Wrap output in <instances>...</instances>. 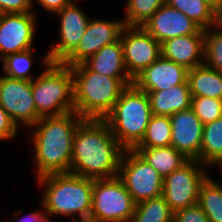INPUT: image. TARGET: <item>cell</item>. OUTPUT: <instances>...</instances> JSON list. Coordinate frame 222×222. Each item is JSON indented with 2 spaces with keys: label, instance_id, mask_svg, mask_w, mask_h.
Wrapping results in <instances>:
<instances>
[{
  "label": "cell",
  "instance_id": "6da1fadb",
  "mask_svg": "<svg viewBox=\"0 0 222 222\" xmlns=\"http://www.w3.org/2000/svg\"><path fill=\"white\" fill-rule=\"evenodd\" d=\"M123 151L104 119H83L73 138L70 173L93 180L116 177Z\"/></svg>",
  "mask_w": 222,
  "mask_h": 222
},
{
  "label": "cell",
  "instance_id": "7a4b0ae2",
  "mask_svg": "<svg viewBox=\"0 0 222 222\" xmlns=\"http://www.w3.org/2000/svg\"><path fill=\"white\" fill-rule=\"evenodd\" d=\"M83 120L75 111L62 115L41 117L33 126L32 140L38 178L69 173L73 153V138Z\"/></svg>",
  "mask_w": 222,
  "mask_h": 222
},
{
  "label": "cell",
  "instance_id": "3957f363",
  "mask_svg": "<svg viewBox=\"0 0 222 222\" xmlns=\"http://www.w3.org/2000/svg\"><path fill=\"white\" fill-rule=\"evenodd\" d=\"M74 111L83 119H104L132 78H112L91 71L84 63L71 67Z\"/></svg>",
  "mask_w": 222,
  "mask_h": 222
},
{
  "label": "cell",
  "instance_id": "277c9868",
  "mask_svg": "<svg viewBox=\"0 0 222 222\" xmlns=\"http://www.w3.org/2000/svg\"><path fill=\"white\" fill-rule=\"evenodd\" d=\"M36 179L45 187L41 201L46 215L71 216L73 222H90L93 179L70 172ZM76 214L77 219L72 216Z\"/></svg>",
  "mask_w": 222,
  "mask_h": 222
},
{
  "label": "cell",
  "instance_id": "5b68a950",
  "mask_svg": "<svg viewBox=\"0 0 222 222\" xmlns=\"http://www.w3.org/2000/svg\"><path fill=\"white\" fill-rule=\"evenodd\" d=\"M152 115L147 93L131 84L104 120L120 146L133 150L142 140Z\"/></svg>",
  "mask_w": 222,
  "mask_h": 222
},
{
  "label": "cell",
  "instance_id": "8992f818",
  "mask_svg": "<svg viewBox=\"0 0 222 222\" xmlns=\"http://www.w3.org/2000/svg\"><path fill=\"white\" fill-rule=\"evenodd\" d=\"M45 69L32 80V95L41 117L62 116L74 111L73 74L71 67L51 62L46 54Z\"/></svg>",
  "mask_w": 222,
  "mask_h": 222
},
{
  "label": "cell",
  "instance_id": "52a82bcc",
  "mask_svg": "<svg viewBox=\"0 0 222 222\" xmlns=\"http://www.w3.org/2000/svg\"><path fill=\"white\" fill-rule=\"evenodd\" d=\"M135 206L118 176L93 180L90 222H130Z\"/></svg>",
  "mask_w": 222,
  "mask_h": 222
},
{
  "label": "cell",
  "instance_id": "ba28073f",
  "mask_svg": "<svg viewBox=\"0 0 222 222\" xmlns=\"http://www.w3.org/2000/svg\"><path fill=\"white\" fill-rule=\"evenodd\" d=\"M118 177L136 204L162 196L164 178L134 150L123 151Z\"/></svg>",
  "mask_w": 222,
  "mask_h": 222
},
{
  "label": "cell",
  "instance_id": "9c48e42d",
  "mask_svg": "<svg viewBox=\"0 0 222 222\" xmlns=\"http://www.w3.org/2000/svg\"><path fill=\"white\" fill-rule=\"evenodd\" d=\"M205 169L206 165L189 159L163 179L162 197L173 212L197 203L200 185L208 176Z\"/></svg>",
  "mask_w": 222,
  "mask_h": 222
},
{
  "label": "cell",
  "instance_id": "30bf717a",
  "mask_svg": "<svg viewBox=\"0 0 222 222\" xmlns=\"http://www.w3.org/2000/svg\"><path fill=\"white\" fill-rule=\"evenodd\" d=\"M0 105L17 126H33L41 116L32 95V81L0 76Z\"/></svg>",
  "mask_w": 222,
  "mask_h": 222
},
{
  "label": "cell",
  "instance_id": "8fae6325",
  "mask_svg": "<svg viewBox=\"0 0 222 222\" xmlns=\"http://www.w3.org/2000/svg\"><path fill=\"white\" fill-rule=\"evenodd\" d=\"M120 41L124 64L132 79L162 56L161 43L142 26H125Z\"/></svg>",
  "mask_w": 222,
  "mask_h": 222
},
{
  "label": "cell",
  "instance_id": "7c38bea8",
  "mask_svg": "<svg viewBox=\"0 0 222 222\" xmlns=\"http://www.w3.org/2000/svg\"><path fill=\"white\" fill-rule=\"evenodd\" d=\"M125 26L121 19L116 21L90 19L83 38L61 63L72 67L85 62L102 47L119 41Z\"/></svg>",
  "mask_w": 222,
  "mask_h": 222
},
{
  "label": "cell",
  "instance_id": "4fadbf2b",
  "mask_svg": "<svg viewBox=\"0 0 222 222\" xmlns=\"http://www.w3.org/2000/svg\"><path fill=\"white\" fill-rule=\"evenodd\" d=\"M36 14H0V59L9 54L24 52L33 47L36 32Z\"/></svg>",
  "mask_w": 222,
  "mask_h": 222
},
{
  "label": "cell",
  "instance_id": "5bb4252c",
  "mask_svg": "<svg viewBox=\"0 0 222 222\" xmlns=\"http://www.w3.org/2000/svg\"><path fill=\"white\" fill-rule=\"evenodd\" d=\"M55 14L60 16L59 42L52 44L47 55L51 62H62L79 44L90 18L73 0Z\"/></svg>",
  "mask_w": 222,
  "mask_h": 222
},
{
  "label": "cell",
  "instance_id": "9a60e30c",
  "mask_svg": "<svg viewBox=\"0 0 222 222\" xmlns=\"http://www.w3.org/2000/svg\"><path fill=\"white\" fill-rule=\"evenodd\" d=\"M171 146L188 159L200 162V148L204 124L191 108L178 111L170 116Z\"/></svg>",
  "mask_w": 222,
  "mask_h": 222
},
{
  "label": "cell",
  "instance_id": "2e32d148",
  "mask_svg": "<svg viewBox=\"0 0 222 222\" xmlns=\"http://www.w3.org/2000/svg\"><path fill=\"white\" fill-rule=\"evenodd\" d=\"M161 44L171 38L196 34L201 28L181 11L167 3L142 26Z\"/></svg>",
  "mask_w": 222,
  "mask_h": 222
},
{
  "label": "cell",
  "instance_id": "e0dca14e",
  "mask_svg": "<svg viewBox=\"0 0 222 222\" xmlns=\"http://www.w3.org/2000/svg\"><path fill=\"white\" fill-rule=\"evenodd\" d=\"M187 73L184 66L160 56L133 79V84L142 91H160L184 83Z\"/></svg>",
  "mask_w": 222,
  "mask_h": 222
},
{
  "label": "cell",
  "instance_id": "ac0fdd59",
  "mask_svg": "<svg viewBox=\"0 0 222 222\" xmlns=\"http://www.w3.org/2000/svg\"><path fill=\"white\" fill-rule=\"evenodd\" d=\"M204 33L200 29L196 34L168 39L161 44L162 56L187 70L204 64Z\"/></svg>",
  "mask_w": 222,
  "mask_h": 222
},
{
  "label": "cell",
  "instance_id": "d6986e66",
  "mask_svg": "<svg viewBox=\"0 0 222 222\" xmlns=\"http://www.w3.org/2000/svg\"><path fill=\"white\" fill-rule=\"evenodd\" d=\"M147 93L152 114L172 116L178 111L191 108V92L188 81L160 91H144Z\"/></svg>",
  "mask_w": 222,
  "mask_h": 222
},
{
  "label": "cell",
  "instance_id": "ffe728a7",
  "mask_svg": "<svg viewBox=\"0 0 222 222\" xmlns=\"http://www.w3.org/2000/svg\"><path fill=\"white\" fill-rule=\"evenodd\" d=\"M91 71L112 78H131L126 70L121 41L102 47L83 62Z\"/></svg>",
  "mask_w": 222,
  "mask_h": 222
},
{
  "label": "cell",
  "instance_id": "44dd1931",
  "mask_svg": "<svg viewBox=\"0 0 222 222\" xmlns=\"http://www.w3.org/2000/svg\"><path fill=\"white\" fill-rule=\"evenodd\" d=\"M187 81L192 97L222 99V72L203 64L188 70Z\"/></svg>",
  "mask_w": 222,
  "mask_h": 222
},
{
  "label": "cell",
  "instance_id": "7402d4cb",
  "mask_svg": "<svg viewBox=\"0 0 222 222\" xmlns=\"http://www.w3.org/2000/svg\"><path fill=\"white\" fill-rule=\"evenodd\" d=\"M133 150L157 170L163 178L180 168L189 160L183 153L172 146L134 148Z\"/></svg>",
  "mask_w": 222,
  "mask_h": 222
},
{
  "label": "cell",
  "instance_id": "603a6c76",
  "mask_svg": "<svg viewBox=\"0 0 222 222\" xmlns=\"http://www.w3.org/2000/svg\"><path fill=\"white\" fill-rule=\"evenodd\" d=\"M166 3L181 11L203 30L219 22V14L204 0H166Z\"/></svg>",
  "mask_w": 222,
  "mask_h": 222
},
{
  "label": "cell",
  "instance_id": "cb8c5ba5",
  "mask_svg": "<svg viewBox=\"0 0 222 222\" xmlns=\"http://www.w3.org/2000/svg\"><path fill=\"white\" fill-rule=\"evenodd\" d=\"M222 159V117L204 124L200 163L210 167Z\"/></svg>",
  "mask_w": 222,
  "mask_h": 222
},
{
  "label": "cell",
  "instance_id": "d4e9b609",
  "mask_svg": "<svg viewBox=\"0 0 222 222\" xmlns=\"http://www.w3.org/2000/svg\"><path fill=\"white\" fill-rule=\"evenodd\" d=\"M210 177L207 176L200 185L197 204L209 222H222V183Z\"/></svg>",
  "mask_w": 222,
  "mask_h": 222
},
{
  "label": "cell",
  "instance_id": "484cf974",
  "mask_svg": "<svg viewBox=\"0 0 222 222\" xmlns=\"http://www.w3.org/2000/svg\"><path fill=\"white\" fill-rule=\"evenodd\" d=\"M173 217L174 212L160 196L137 203L130 222H173Z\"/></svg>",
  "mask_w": 222,
  "mask_h": 222
},
{
  "label": "cell",
  "instance_id": "4316f807",
  "mask_svg": "<svg viewBox=\"0 0 222 222\" xmlns=\"http://www.w3.org/2000/svg\"><path fill=\"white\" fill-rule=\"evenodd\" d=\"M171 146L170 116L152 115L145 134L135 148Z\"/></svg>",
  "mask_w": 222,
  "mask_h": 222
},
{
  "label": "cell",
  "instance_id": "83f0119b",
  "mask_svg": "<svg viewBox=\"0 0 222 222\" xmlns=\"http://www.w3.org/2000/svg\"><path fill=\"white\" fill-rule=\"evenodd\" d=\"M166 0H127L124 21L126 26H143Z\"/></svg>",
  "mask_w": 222,
  "mask_h": 222
},
{
  "label": "cell",
  "instance_id": "f1b7e54d",
  "mask_svg": "<svg viewBox=\"0 0 222 222\" xmlns=\"http://www.w3.org/2000/svg\"><path fill=\"white\" fill-rule=\"evenodd\" d=\"M212 28H216V30L214 31ZM204 65L222 72V24L219 22L205 30Z\"/></svg>",
  "mask_w": 222,
  "mask_h": 222
},
{
  "label": "cell",
  "instance_id": "f546056e",
  "mask_svg": "<svg viewBox=\"0 0 222 222\" xmlns=\"http://www.w3.org/2000/svg\"><path fill=\"white\" fill-rule=\"evenodd\" d=\"M32 52L33 48L24 52L9 54L3 58L1 61L3 62V69L4 73L7 74L6 76L29 81L35 79L30 72L33 66Z\"/></svg>",
  "mask_w": 222,
  "mask_h": 222
},
{
  "label": "cell",
  "instance_id": "4dcf8cb0",
  "mask_svg": "<svg viewBox=\"0 0 222 222\" xmlns=\"http://www.w3.org/2000/svg\"><path fill=\"white\" fill-rule=\"evenodd\" d=\"M191 109L203 124L222 117V99L192 97Z\"/></svg>",
  "mask_w": 222,
  "mask_h": 222
},
{
  "label": "cell",
  "instance_id": "1f68e13d",
  "mask_svg": "<svg viewBox=\"0 0 222 222\" xmlns=\"http://www.w3.org/2000/svg\"><path fill=\"white\" fill-rule=\"evenodd\" d=\"M173 222H209V219L196 203L174 212Z\"/></svg>",
  "mask_w": 222,
  "mask_h": 222
},
{
  "label": "cell",
  "instance_id": "d6a6232c",
  "mask_svg": "<svg viewBox=\"0 0 222 222\" xmlns=\"http://www.w3.org/2000/svg\"><path fill=\"white\" fill-rule=\"evenodd\" d=\"M33 0H0V14L29 13L32 11Z\"/></svg>",
  "mask_w": 222,
  "mask_h": 222
},
{
  "label": "cell",
  "instance_id": "836d02e7",
  "mask_svg": "<svg viewBox=\"0 0 222 222\" xmlns=\"http://www.w3.org/2000/svg\"><path fill=\"white\" fill-rule=\"evenodd\" d=\"M18 128L0 105V140H12L16 137Z\"/></svg>",
  "mask_w": 222,
  "mask_h": 222
},
{
  "label": "cell",
  "instance_id": "e575fe53",
  "mask_svg": "<svg viewBox=\"0 0 222 222\" xmlns=\"http://www.w3.org/2000/svg\"><path fill=\"white\" fill-rule=\"evenodd\" d=\"M73 0H36L38 4L48 12L56 13L62 10L66 5L70 4ZM34 2V0H33Z\"/></svg>",
  "mask_w": 222,
  "mask_h": 222
},
{
  "label": "cell",
  "instance_id": "d590c367",
  "mask_svg": "<svg viewBox=\"0 0 222 222\" xmlns=\"http://www.w3.org/2000/svg\"><path fill=\"white\" fill-rule=\"evenodd\" d=\"M22 214V211L20 210V211H16V212H14V218H12V221L11 222H16V218L15 217H17L18 218V215L19 214ZM46 217H48V216H46V214H45V212L44 211H40L39 212V210H37V211H33V212H31V213H29L27 216L25 215V216H23L21 219H20V221H18V222H42Z\"/></svg>",
  "mask_w": 222,
  "mask_h": 222
},
{
  "label": "cell",
  "instance_id": "8d00e7d4",
  "mask_svg": "<svg viewBox=\"0 0 222 222\" xmlns=\"http://www.w3.org/2000/svg\"><path fill=\"white\" fill-rule=\"evenodd\" d=\"M210 5L218 14L222 12V0H204Z\"/></svg>",
  "mask_w": 222,
  "mask_h": 222
},
{
  "label": "cell",
  "instance_id": "74e56055",
  "mask_svg": "<svg viewBox=\"0 0 222 222\" xmlns=\"http://www.w3.org/2000/svg\"><path fill=\"white\" fill-rule=\"evenodd\" d=\"M219 166V168L221 169V173H222V159L220 161H218L214 166Z\"/></svg>",
  "mask_w": 222,
  "mask_h": 222
},
{
  "label": "cell",
  "instance_id": "f35d334b",
  "mask_svg": "<svg viewBox=\"0 0 222 222\" xmlns=\"http://www.w3.org/2000/svg\"><path fill=\"white\" fill-rule=\"evenodd\" d=\"M219 23L222 24V12L219 14Z\"/></svg>",
  "mask_w": 222,
  "mask_h": 222
},
{
  "label": "cell",
  "instance_id": "ab89813d",
  "mask_svg": "<svg viewBox=\"0 0 222 222\" xmlns=\"http://www.w3.org/2000/svg\"><path fill=\"white\" fill-rule=\"evenodd\" d=\"M42 222H50V220L46 217Z\"/></svg>",
  "mask_w": 222,
  "mask_h": 222
}]
</instances>
